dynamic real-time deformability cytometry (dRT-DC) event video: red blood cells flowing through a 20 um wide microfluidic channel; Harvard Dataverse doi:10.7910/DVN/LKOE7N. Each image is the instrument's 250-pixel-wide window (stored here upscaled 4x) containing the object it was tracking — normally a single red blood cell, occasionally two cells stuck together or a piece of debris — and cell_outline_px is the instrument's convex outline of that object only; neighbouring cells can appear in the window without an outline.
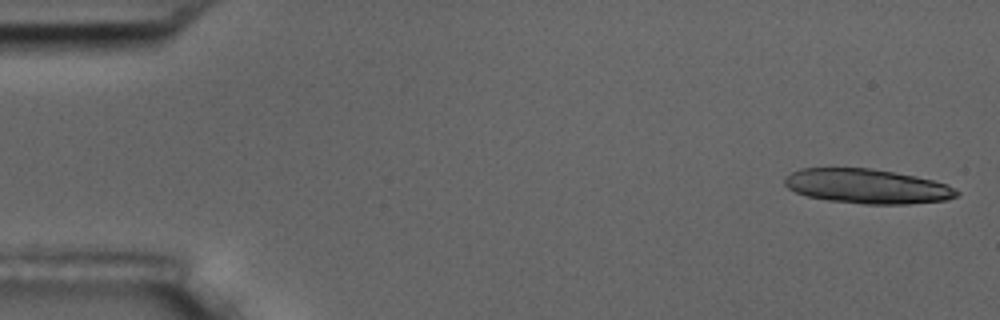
{"species": "common noctule bat (a hibernating species)", "species_latin": "Nyctalus noctula", "temperature_condition": "room temperature", "stored_images_in_passage": 6, "camera_frame_rate_fps": 3000, "um_per_image_px": 0.085, "animal": {"sex": "male", "body_mass_g": 17.5, "forearm_length_mm": 52.3}, "frame": {"image": 1, "passage_image": 1, "time_ms": 0.0, "image_size_px": [1000, 320], "cell_outline_px": [[960, 192], [956, 196], [944, 200], [908, 204], [864, 204], [828, 200], [808, 196], [796, 192], [788, 188], [784, 184], [784, 176], [800, 168], [868, 168], [916, 176], [948, 184]], "centroid_in_image_um": [73.68, 15.83], "position_along_channel_um": 11.3, "area_um2": 34.51}}
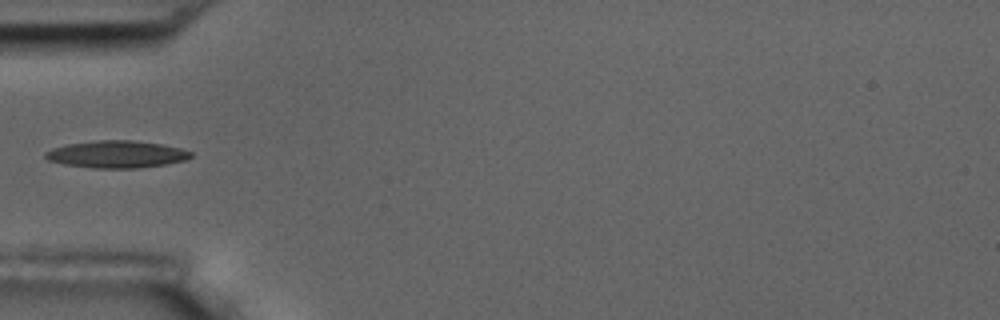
{"frame": {"image": 2, "passage_image": 6, "time_ms": 5.667, "image_size_px": [1000, 320], "cell_outline_px": [[192, 156], [184, 160], [164, 164], [136, 168], [92, 168], [64, 164], [48, 160], [44, 156], [44, 152], [52, 148], [68, 144], [96, 140], [132, 140], [160, 144], [180, 148], [192, 152]], "centroid_in_image_um": [9.87, 13.11], "position_along_channel_um": 75.1, "area_um2": 22.89}}